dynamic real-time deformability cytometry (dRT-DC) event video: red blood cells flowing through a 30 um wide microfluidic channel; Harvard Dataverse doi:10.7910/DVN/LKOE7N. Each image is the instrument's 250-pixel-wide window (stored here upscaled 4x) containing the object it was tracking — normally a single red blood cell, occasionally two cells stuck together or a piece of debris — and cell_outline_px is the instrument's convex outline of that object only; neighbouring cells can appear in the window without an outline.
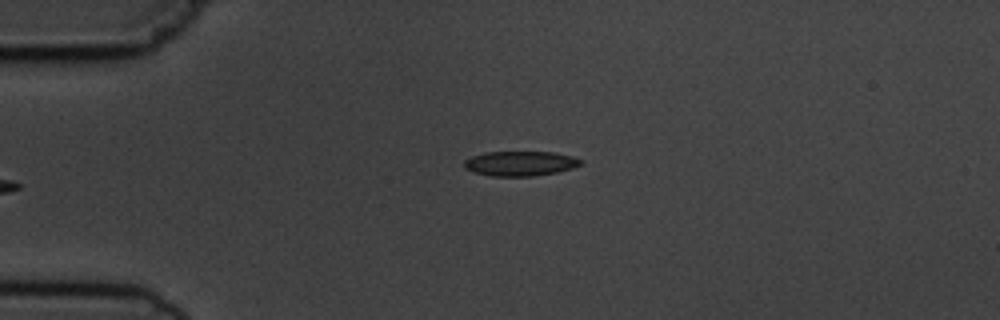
{"species": "common noctule bat (a hibernating species)", "species_latin": "Nyctalus noctula", "temperature_condition": "cold", "stored_images_in_passage": 5, "camera_frame_rate_fps": 3000, "um_per_image_px": 0.085, "animal": {"sex": "male", "body_mass_g": 19.5, "forearm_length_mm": 54.6}, "frame": {"image": 1, "passage_image": 5, "time_ms": 5.333, "image_size_px": [1000, 320], "cell_outline_px": [[584, 164], [572, 168], [556, 172], [536, 176], [492, 176], [476, 172], [464, 168], [464, 160], [472, 156], [484, 152], [552, 152], [572, 156], [584, 160]], "centroid_in_image_um": [44.25, 13.89], "position_along_channel_um": 40.7, "area_um2": 16.88}}